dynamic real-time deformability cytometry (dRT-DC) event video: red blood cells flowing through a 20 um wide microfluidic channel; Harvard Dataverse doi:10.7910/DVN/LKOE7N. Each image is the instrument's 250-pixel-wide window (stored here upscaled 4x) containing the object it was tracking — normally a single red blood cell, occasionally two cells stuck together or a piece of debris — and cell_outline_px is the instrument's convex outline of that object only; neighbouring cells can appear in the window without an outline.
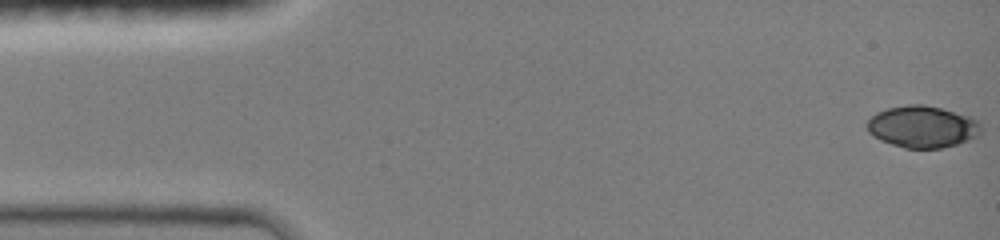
{"species": "common noctule bat (a hibernating species)", "species_latin": "Nyctalus noctula", "temperature_condition": "room temperature", "stored_images_in_passage": 16, "camera_frame_rate_fps": 3000, "um_per_image_px": 0.085, "animal": {"sex": "female", "body_mass_g": 19.0, "forearm_length_mm": 51.5}, "frame": {"image": 1, "passage_image": 1, "time_ms": 0.0, "image_size_px": [1000, 240], "cell_outline_px": [[980, 132], [976, 136], [968, 140], [956, 144], [940, 148], [904, 148], [880, 140], [872, 136], [868, 132], [864, 124], [876, 112], [888, 108], [908, 104], [924, 104], [940, 108], [968, 116], [976, 120], [980, 124]], "centroid_in_image_um": [78.34, 10.77], "position_along_channel_um": 6.7, "area_um2": 27.69}}
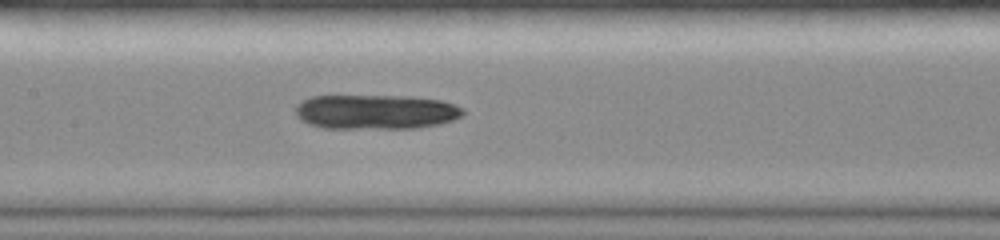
{"frame": {"image": 2, "passage_image": 14, "time_ms": 7.0, "image_size_px": [1000, 240], "cell_outline_px": [[464, 112], [460, 116], [452, 120], [436, 124], [412, 128], [324, 128], [308, 124], [300, 120], [296, 116], [296, 104], [312, 96], [412, 96], [440, 100], [464, 108]], "centroid_in_image_um": [31.9, 9.5], "position_along_channel_um": 175.5, "area_um2": 33.7}}
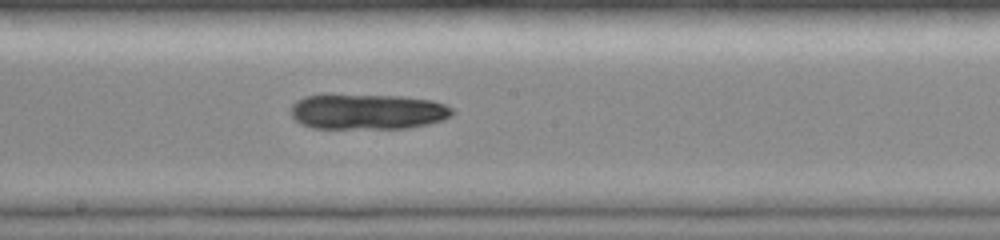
{"frame": {"image": 3, "passage_image": 16, "time_ms": 8.0, "image_size_px": [1000, 240], "cell_outline_px": [[456, 112], [452, 116], [444, 120], [428, 124], [408, 128], [312, 128], [296, 120], [292, 116], [292, 104], [296, 100], [304, 96], [404, 96], [432, 100], [444, 104], [452, 108]], "centroid_in_image_um": [31.32, 9.5], "position_along_channel_um": 216.9, "area_um2": 33.0}}